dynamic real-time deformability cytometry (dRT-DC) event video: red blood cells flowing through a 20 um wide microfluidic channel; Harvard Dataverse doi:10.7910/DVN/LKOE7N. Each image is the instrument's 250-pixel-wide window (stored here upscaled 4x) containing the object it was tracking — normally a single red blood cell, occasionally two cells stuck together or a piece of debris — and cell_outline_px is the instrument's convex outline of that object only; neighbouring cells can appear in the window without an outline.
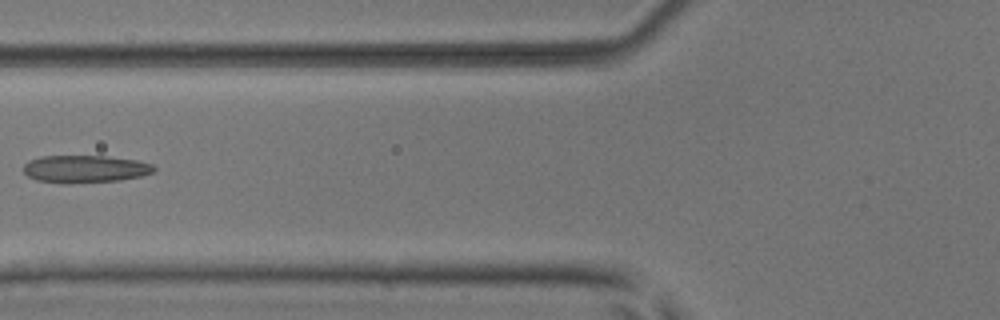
{"species": "common noctule bat (a hibernating species)", "species_latin": "Nyctalus noctula", "temperature_condition": "room temperature", "stored_images_in_passage": 7, "camera_frame_rate_fps": 3000, "um_per_image_px": 0.085, "animal": {"sex": "male", "body_mass_g": 17.9, "forearm_length_mm": 54.2}, "frame": {"image": 1, "passage_image": 7, "time_ms": 2.0, "image_size_px": [1000, 320], "cell_outline_px": [[156, 168], [152, 172], [140, 176], [120, 180], [68, 184], [64, 184], [36, 180], [28, 176], [24, 172], [24, 164], [28, 160], [40, 156], [104, 156], [136, 160], [152, 164]], "centroid_in_image_um": [7.18, 14.37], "position_along_channel_um": 118.6, "area_um2": 20.98}}